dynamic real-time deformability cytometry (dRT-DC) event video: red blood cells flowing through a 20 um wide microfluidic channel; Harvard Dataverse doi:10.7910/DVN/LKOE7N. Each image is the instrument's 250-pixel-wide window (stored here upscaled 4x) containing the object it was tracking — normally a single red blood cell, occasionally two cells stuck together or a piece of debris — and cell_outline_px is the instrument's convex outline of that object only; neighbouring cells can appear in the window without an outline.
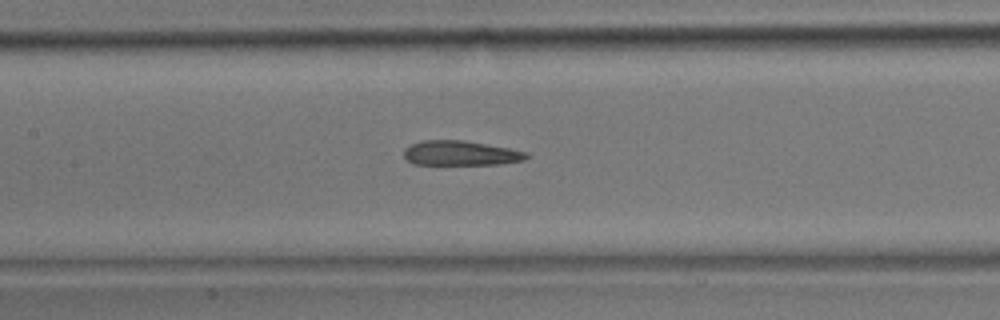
{"species": "common noctule bat (a hibernating species)", "species_latin": "Nyctalus noctula", "temperature_condition": "room temperature", "stored_images_in_passage": 24, "camera_frame_rate_fps": 3000, "um_per_image_px": 0.085, "animal": {"sex": "male", "body_mass_g": 17.9}, "frame": {"image": 1, "passage_image": 11, "time_ms": 3.333, "image_size_px": [1000, 320], "cell_outline_px": [[532, 156], [524, 160], [500, 164], [412, 164], [404, 156], [404, 148], [412, 144], [424, 140], [464, 140], [508, 148], [528, 152]], "centroid_in_image_um": [39.18, 13.02], "position_along_channel_um": 168.2, "area_um2": 17.63}}
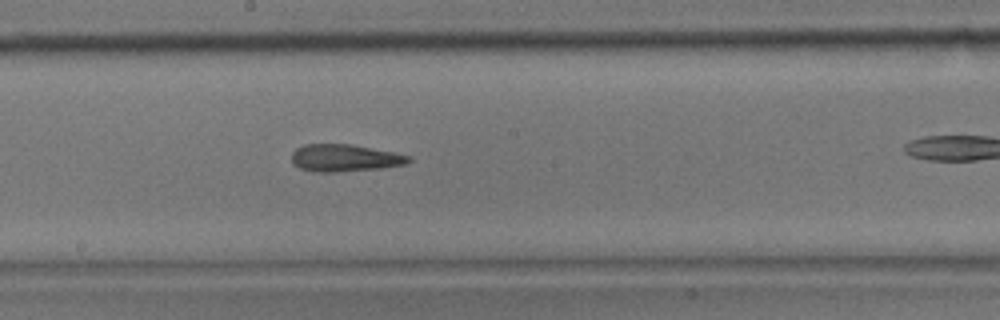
{"frame": {"image": 2, "passage_image": 14, "time_ms": 4.333, "image_size_px": [1000, 320], "cell_outline_px": [[412, 160], [408, 164], [384, 168], [336, 172], [312, 172], [300, 168], [292, 164], [292, 152], [296, 148], [304, 144], [352, 144], [412, 156]], "centroid_in_image_um": [29.31, 13.43], "position_along_channel_um": 218.9, "area_um2": 18.84}}
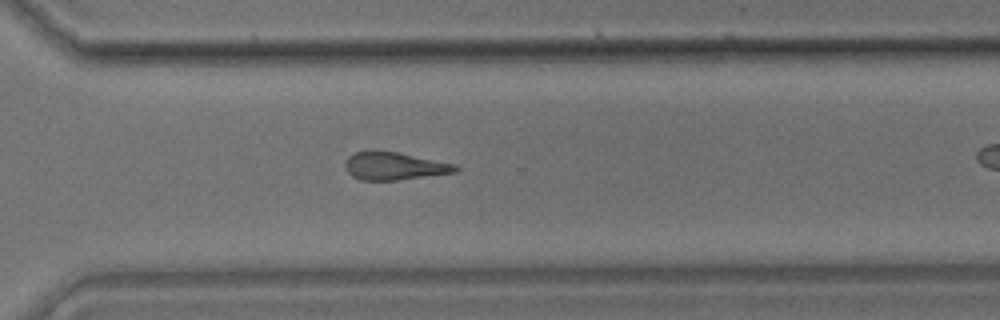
{"frame": {"image": 3, "passage_image": 21, "time_ms": 6.667, "image_size_px": [1000, 320], "cell_outline_px": [[460, 168], [456, 172], [396, 180], [360, 180], [352, 176], [344, 168], [344, 160], [348, 156], [356, 152], [396, 152], [456, 164]], "centroid_in_image_um": [33.49, 14.13], "position_along_channel_um": 337.1, "area_um2": 17.57}}